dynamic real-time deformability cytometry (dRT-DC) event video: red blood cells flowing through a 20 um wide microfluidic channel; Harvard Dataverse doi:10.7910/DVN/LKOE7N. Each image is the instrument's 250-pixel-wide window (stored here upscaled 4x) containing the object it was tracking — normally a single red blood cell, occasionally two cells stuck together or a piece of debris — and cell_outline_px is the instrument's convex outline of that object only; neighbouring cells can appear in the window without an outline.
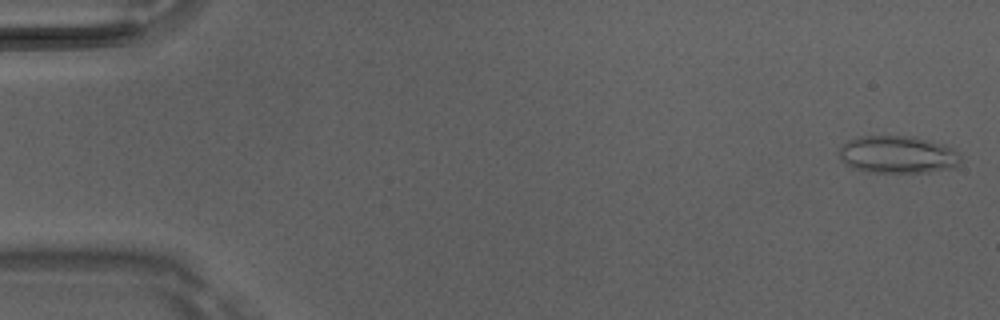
{"species": "Egyptian fruit bat (a non-hibernating species)", "species_latin": "Rousettus aegyptiacus", "temperature_condition": "room temperature", "stored_images_in_passage": 5, "camera_frame_rate_fps": 3000, "um_per_image_px": 0.085, "animal": {"sex": "male"}, "frame": {"image": 1, "passage_image": 1, "time_ms": 0.0, "image_size_px": [1000, 320], "cell_outline_px": [[960, 164], [956, 168], [928, 172], [868, 172], [852, 168], [840, 160], [840, 148], [848, 140], [860, 136], [916, 136], [944, 144], [960, 152]], "centroid_in_image_um": [76.35, 13.14], "position_along_channel_um": 8.7, "area_um2": 26.88}}